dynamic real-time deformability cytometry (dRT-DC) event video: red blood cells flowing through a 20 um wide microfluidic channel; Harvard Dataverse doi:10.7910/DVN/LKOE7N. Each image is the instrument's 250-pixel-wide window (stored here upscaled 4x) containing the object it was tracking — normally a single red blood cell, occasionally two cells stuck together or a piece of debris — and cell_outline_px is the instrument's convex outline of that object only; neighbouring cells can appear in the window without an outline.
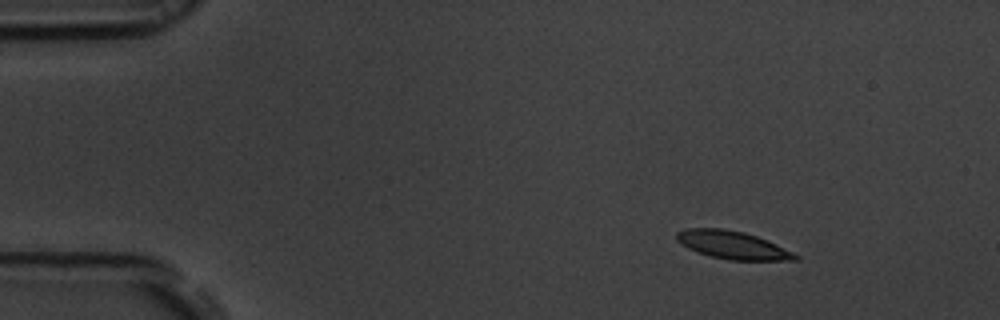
{"species": "common noctule bat (a hibernating species)", "species_latin": "Nyctalus noctula", "temperature_condition": "room temperature", "stored_images_in_passage": 50, "camera_frame_rate_fps": 3000, "um_per_image_px": 0.085, "animal": {"sex": "male", "body_mass_g": 19.5, "forearm_length_mm": 54.6}, "frame": {"image": 1, "passage_image": 1, "time_ms": 0.0, "image_size_px": [1000, 320], "cell_outline_px": [[800, 260], [732, 260], [712, 256], [696, 252], [680, 244], [676, 240], [676, 232], [684, 228], [724, 228], [744, 232], [756, 236], [776, 244], [800, 256]], "centroid_in_image_um": [62.23, 20.82], "position_along_channel_um": 22.8, "area_um2": 19.31}}
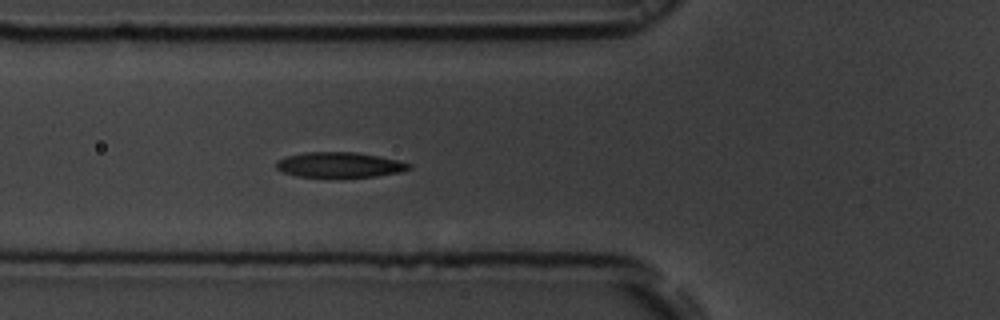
{"frame": {"image": 2, "passage_image": 14, "time_ms": 4.333, "image_size_px": [1000, 320], "cell_outline_px": [[412, 168], [400, 172], [376, 176], [336, 180], [332, 180], [296, 176], [284, 172], [276, 168], [276, 160], [288, 156], [304, 152], [356, 152], [400, 160], [412, 164]], "centroid_in_image_um": [28.87, 14.06], "position_along_channel_um": 96.9, "area_um2": 20.52}}
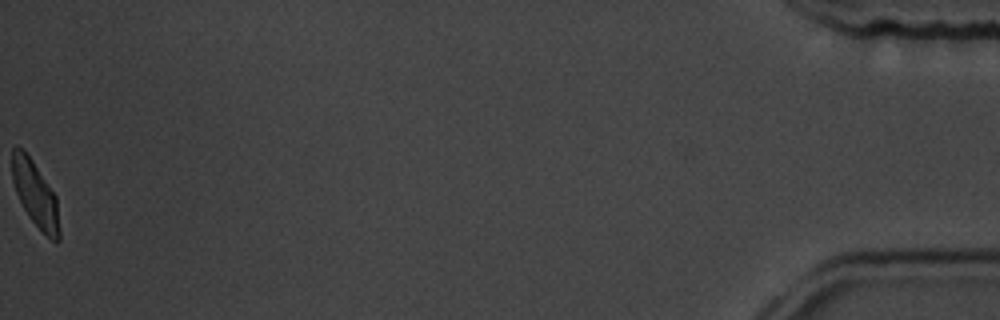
{"frame": {"image": 3, "passage_image": 50, "time_ms": 16.333, "image_size_px": [1000, 320], "cell_outline_px": [[60, 240], [56, 244], [28, 216], [16, 192], [12, 180], [12, 148], [16, 144], [24, 148], [56, 196], [60, 228]], "centroid_in_image_um": [3.0, 16.46], "position_along_channel_um": 432.2, "area_um2": 18.03}, "authors_computed_cell_mechanics": {"area_um2": 19.9988, "velocity_mm_per_s": 3.64, "shape_relaxation_time_tau1_ms": 3.6431, "shape_relaxation_time_tau2_ms": 1.9593, "deformation_change_tau1": 0.1285, "deformation_change_tau2": 0.071}}